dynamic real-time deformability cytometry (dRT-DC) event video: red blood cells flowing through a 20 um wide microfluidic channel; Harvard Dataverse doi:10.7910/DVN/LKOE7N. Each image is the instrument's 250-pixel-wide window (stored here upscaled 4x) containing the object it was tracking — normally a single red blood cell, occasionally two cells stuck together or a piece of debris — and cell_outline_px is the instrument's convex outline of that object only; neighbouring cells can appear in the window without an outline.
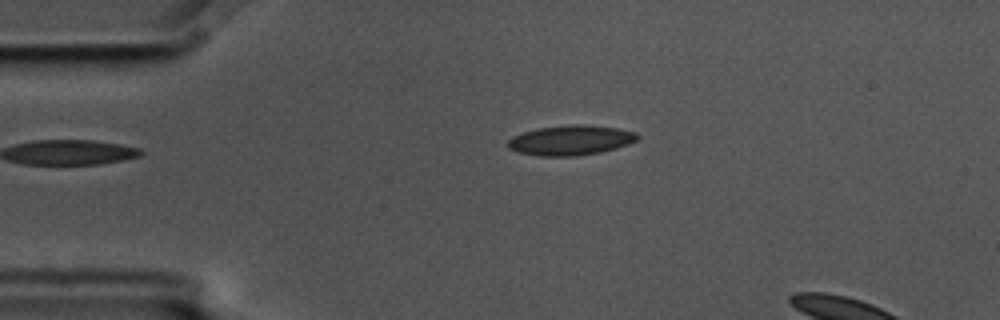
{"species": "common noctule bat (a hibernating species)", "species_latin": "Nyctalus noctula", "temperature_condition": "cold", "stored_images_in_passage": 4, "camera_frame_rate_fps": 3000, "um_per_image_px": 0.085, "animal": {"sex": "male", "body_mass_g": 17.5, "forearm_length_mm": 52.3}, "frame": {"image": 1, "passage_image": 3, "time_ms": 0.667, "image_size_px": [1000, 320], "cell_outline_px": [[640, 136], [636, 140], [628, 144], [616, 148], [600, 152], [576, 156], [540, 156], [520, 152], [508, 148], [508, 140], [512, 136], [524, 132], [540, 128], [576, 124], [584, 124], [616, 128], [636, 132]], "centroid_in_image_um": [48.52, 11.92], "position_along_channel_um": 36.5, "area_um2": 22.37}}